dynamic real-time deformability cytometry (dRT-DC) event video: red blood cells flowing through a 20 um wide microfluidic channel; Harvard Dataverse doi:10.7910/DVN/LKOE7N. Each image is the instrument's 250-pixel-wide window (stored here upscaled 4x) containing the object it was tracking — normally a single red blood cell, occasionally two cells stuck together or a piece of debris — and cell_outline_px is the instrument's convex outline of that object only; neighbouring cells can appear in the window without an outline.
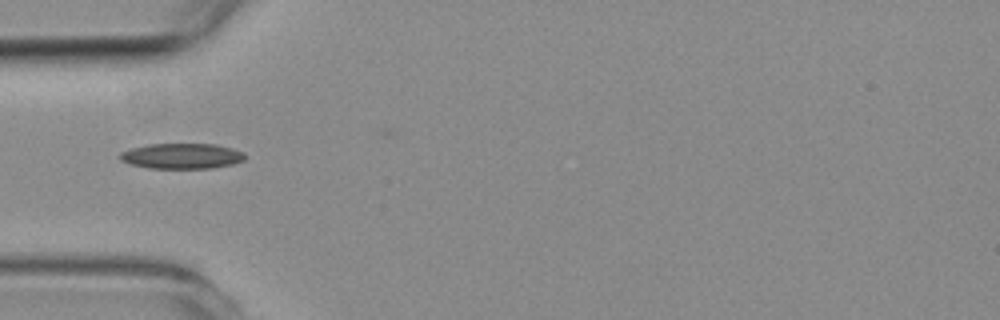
{"species": "common noctule bat (a hibernating species)", "species_latin": "Nyctalus noctula", "temperature_condition": "room temperature", "stored_images_in_passage": 5, "camera_frame_rate_fps": 3000, "um_per_image_px": 0.085, "animal": {"sex": "female", "body_mass_g": 19.3, "forearm_length_mm": 54.1}, "frame": {"image": 1, "passage_image": 5, "time_ms": 4.333, "image_size_px": [1000, 320], "cell_outline_px": [[244, 160], [232, 164], [212, 168], [148, 168], [128, 164], [120, 160], [120, 152], [132, 148], [148, 144], [216, 144], [232, 148], [244, 152]], "centroid_in_image_um": [15.43, 13.26], "position_along_channel_um": 69.6, "area_um2": 18.55}}